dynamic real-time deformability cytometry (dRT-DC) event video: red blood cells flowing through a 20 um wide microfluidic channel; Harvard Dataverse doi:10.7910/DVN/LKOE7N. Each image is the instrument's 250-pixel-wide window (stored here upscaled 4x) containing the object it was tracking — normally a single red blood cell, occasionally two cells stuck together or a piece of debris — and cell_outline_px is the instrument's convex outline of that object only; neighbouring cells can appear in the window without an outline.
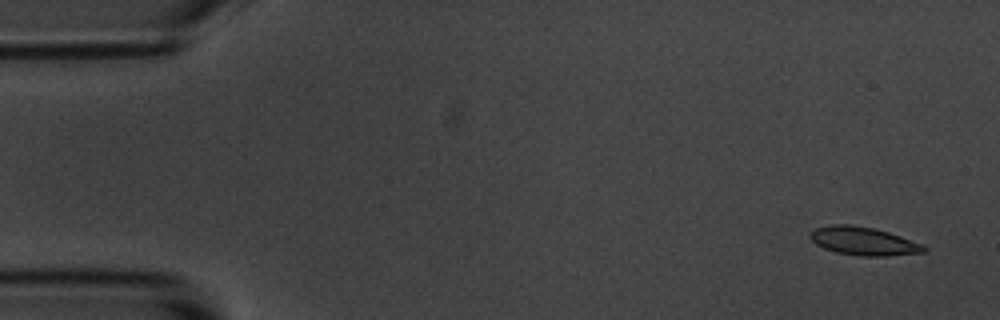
{"species": "common noctule bat (a hibernating species)", "species_latin": "Nyctalus noctula", "temperature_condition": "room temperature", "stored_images_in_passage": 53, "camera_frame_rate_fps": 3000, "um_per_image_px": 0.085, "animal": {"sex": "male", "body_mass_g": 20.1, "forearm_length_mm": 53.5}, "frame": {"image": 1, "passage_image": 1, "time_ms": 0.0, "image_size_px": [1000, 320], "cell_outline_px": [[928, 252], [888, 256], [860, 256], [836, 252], [824, 248], [816, 244], [808, 236], [816, 228], [832, 224], [848, 224], [872, 228], [888, 232], [924, 244], [928, 248]], "centroid_in_image_um": [73.45, 20.51], "position_along_channel_um": 11.6, "area_um2": 18.79}}
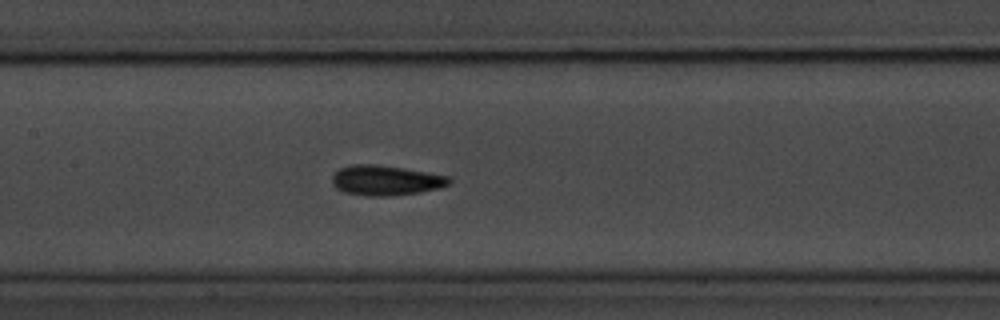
{"frame": {"image": 2, "passage_image": 24, "time_ms": 7.667, "image_size_px": [1000, 320], "cell_outline_px": [[452, 180], [448, 184], [440, 188], [420, 192], [392, 196], [364, 196], [344, 192], [336, 188], [332, 184], [332, 176], [340, 168], [352, 164], [376, 164], [404, 168], [448, 176]], "centroid_in_image_um": [32.77, 15.33], "position_along_channel_um": 174.6, "area_um2": 20.58}}
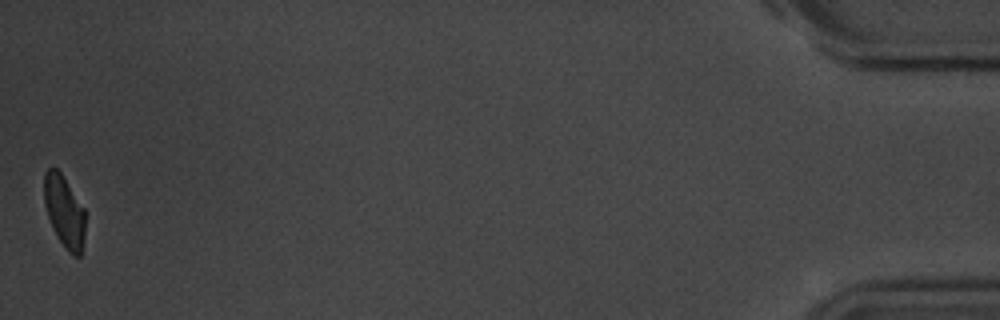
{"frame": {"image": 3, "passage_image": 53, "time_ms": 17.333, "image_size_px": [1000, 320], "cell_outline_px": [[84, 236], [80, 256], [72, 256], [68, 252], [56, 236], [48, 216], [44, 204], [44, 172], [48, 168], [56, 168], [60, 172], [84, 208]], "centroid_in_image_um": [5.45, 17.98], "position_along_channel_um": 429.8, "area_um2": 17.05}, "authors_computed_cell_mechanics": {"area_um2": 18.9006, "velocity_mm_per_s": 3.6388, "shape_relaxation_time_tau1_ms": 2.4654, "shape_relaxation_time_tau2_ms": 1.6381, "deformation_change_tau1": 0.1107, "deformation_change_tau2": 0.0666}}